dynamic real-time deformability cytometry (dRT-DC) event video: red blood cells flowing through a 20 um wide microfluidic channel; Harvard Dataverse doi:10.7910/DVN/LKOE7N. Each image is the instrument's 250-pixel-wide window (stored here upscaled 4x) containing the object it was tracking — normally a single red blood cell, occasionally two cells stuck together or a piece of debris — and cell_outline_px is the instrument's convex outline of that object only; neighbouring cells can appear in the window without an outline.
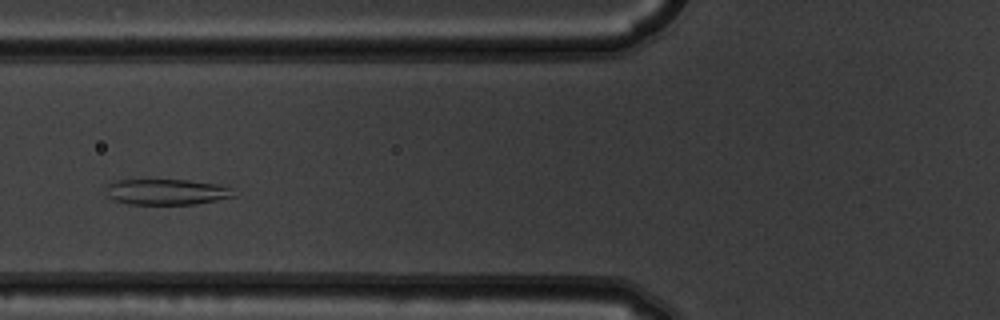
{"species": "common noctule bat (a hibernating species)", "species_latin": "Nyctalus noctula", "temperature_condition": "warm", "stored_images_in_passage": 4, "camera_frame_rate_fps": 3000, "um_per_image_px": 0.085, "animal": {"sex": "male", "body_mass_g": 19.5, "forearm_length_mm": 54.6}, "frame": {"image": 1, "passage_image": 4, "time_ms": 1.0, "image_size_px": [1000, 320], "cell_outline_px": [[236, 196], [196, 204], [128, 204], [116, 200], [108, 196], [108, 184], [116, 180], [188, 180], [216, 184], [228, 188]], "centroid_in_image_um": [14.15, 16.31], "position_along_channel_um": 111.6, "area_um2": 18.79}}